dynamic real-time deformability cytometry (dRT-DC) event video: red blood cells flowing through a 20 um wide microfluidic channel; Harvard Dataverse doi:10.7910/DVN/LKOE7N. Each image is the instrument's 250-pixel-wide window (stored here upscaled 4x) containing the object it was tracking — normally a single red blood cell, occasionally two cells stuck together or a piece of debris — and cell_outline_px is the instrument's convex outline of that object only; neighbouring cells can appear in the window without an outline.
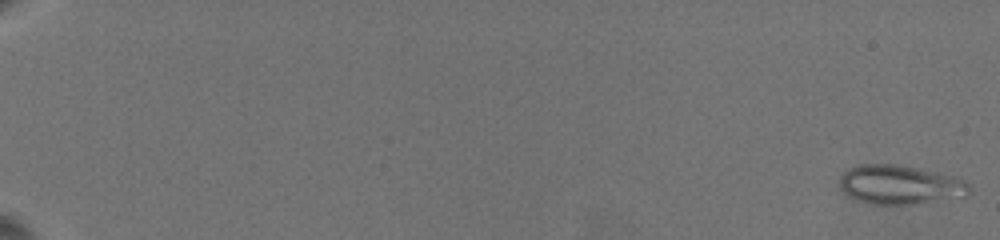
{"species": "common noctule bat (a hibernating species)", "species_latin": "Nyctalus noctula", "temperature_condition": "warm", "stored_images_in_passage": 2, "camera_frame_rate_fps": 3000, "um_per_image_px": 0.085, "animal": {"sex": "female", "body_mass_g": 19.5, "forearm_length_mm": 54.1}, "frame": {"image": 1, "passage_image": 1, "time_ms": 0.0, "image_size_px": [1000, 240], "cell_outline_px": [[972, 188], [968, 196], [964, 200], [916, 204], [872, 204], [860, 200], [844, 192], [840, 188], [840, 176], [848, 168], [860, 164], [896, 164], [920, 168], [956, 176], [964, 180]], "centroid_in_image_um": [76.65, 15.72], "position_along_channel_um": 8.4, "area_um2": 30.4}}